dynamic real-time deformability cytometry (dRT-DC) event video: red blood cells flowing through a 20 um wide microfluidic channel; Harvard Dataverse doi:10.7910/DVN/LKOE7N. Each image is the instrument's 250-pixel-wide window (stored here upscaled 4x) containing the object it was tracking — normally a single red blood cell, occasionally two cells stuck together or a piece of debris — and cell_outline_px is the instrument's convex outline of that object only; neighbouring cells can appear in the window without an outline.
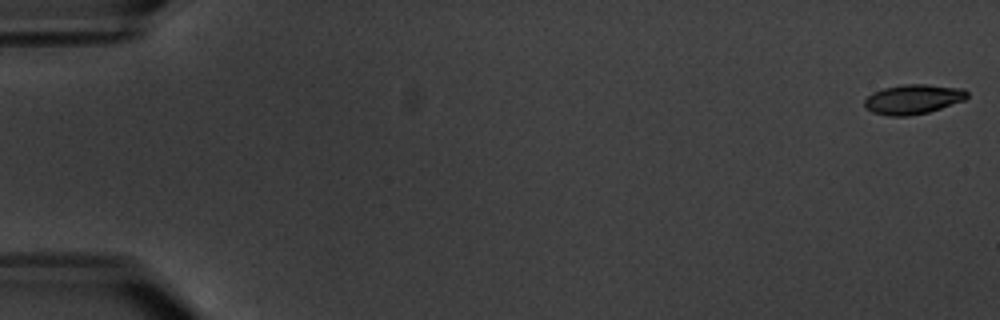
{"species": "common noctule bat (a hibernating species)", "species_latin": "Nyctalus noctula", "temperature_condition": "warm", "stored_images_in_passage": 6, "camera_frame_rate_fps": 3000, "um_per_image_px": 0.085, "animal": {"sex": "male", "body_mass_g": 20.1, "forearm_length_mm": 53.5}, "frame": {"image": 1, "passage_image": 1, "time_ms": 0.0, "image_size_px": [1000, 320], "cell_outline_px": [[968, 96], [964, 100], [928, 112], [908, 116], [888, 116], [872, 112], [864, 108], [864, 100], [872, 92], [884, 88], [904, 84], [928, 84], [964, 88], [968, 92]], "centroid_in_image_um": [77.6, 8.43], "position_along_channel_um": 7.4, "area_um2": 17.86}}